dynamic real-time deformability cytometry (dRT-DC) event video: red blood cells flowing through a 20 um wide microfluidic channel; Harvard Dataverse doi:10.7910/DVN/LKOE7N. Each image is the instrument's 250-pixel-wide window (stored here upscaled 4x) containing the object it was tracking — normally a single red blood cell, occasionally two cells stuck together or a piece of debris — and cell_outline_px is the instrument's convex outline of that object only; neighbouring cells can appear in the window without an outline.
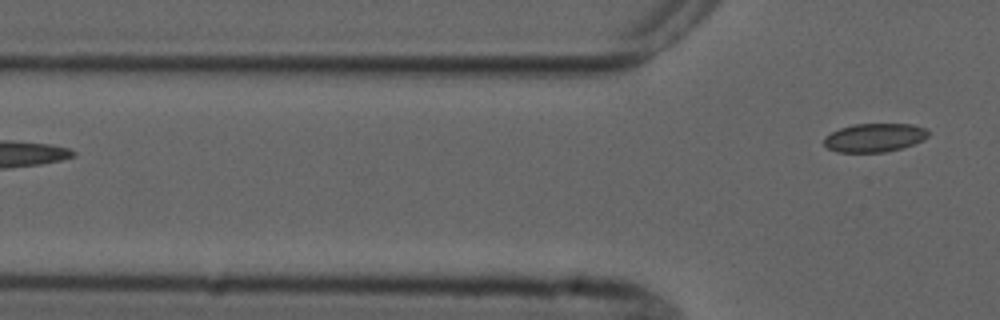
{"species": "common noctule bat (a hibernating species)", "species_latin": "Nyctalus noctula", "temperature_condition": "cold", "stored_images_in_passage": 6, "camera_frame_rate_fps": 3000, "um_per_image_px": 0.085, "animal": {"sex": "male", "forearm_length_mm": 52.5}, "frame": {"image": 1, "passage_image": 6, "time_ms": 7.0, "image_size_px": [1000, 320], "cell_outline_px": [[928, 136], [924, 140], [904, 148], [884, 152], [836, 152], [828, 148], [824, 144], [824, 136], [840, 128], [852, 124], [912, 124], [928, 128]], "centroid_in_image_um": [74.36, 11.7], "position_along_channel_um": 51.4, "area_um2": 17.57}}